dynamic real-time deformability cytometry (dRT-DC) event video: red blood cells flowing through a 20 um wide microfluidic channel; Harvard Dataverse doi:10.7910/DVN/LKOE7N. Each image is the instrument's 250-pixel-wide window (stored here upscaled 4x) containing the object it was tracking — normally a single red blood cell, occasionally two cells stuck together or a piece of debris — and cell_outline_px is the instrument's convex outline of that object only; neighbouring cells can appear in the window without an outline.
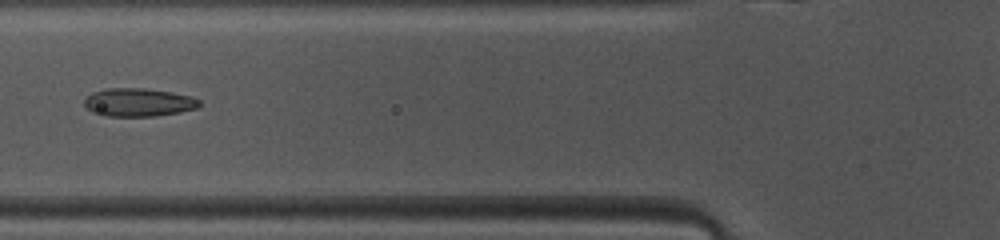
{"species": "common noctule bat (a hibernating species)", "species_latin": "Nyctalus noctula", "temperature_condition": "warm", "stored_images_in_passage": 47, "camera_frame_rate_fps": 3000, "um_per_image_px": 0.085, "animal": {"sex": "female", "body_mass_g": 10.0, "forearm_length_mm": 53.1}, "frame": {"image": 1, "passage_image": 16, "time_ms": 5.0, "image_size_px": [1000, 240], "cell_outline_px": [[200, 104], [196, 108], [180, 112], [156, 116], [104, 116], [92, 112], [84, 104], [84, 100], [92, 92], [104, 88], [144, 88], [172, 92], [192, 96], [200, 100]], "centroid_in_image_um": [11.77, 8.69], "position_along_channel_um": 114.0, "area_um2": 19.02}}
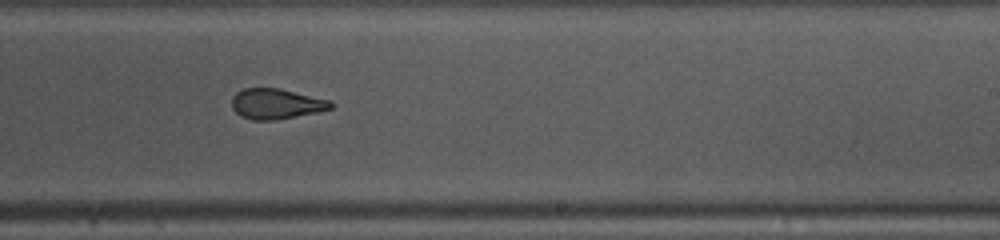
{"frame": {"image": 2, "passage_image": 27, "time_ms": 8.667, "image_size_px": [1000, 240], "cell_outline_px": [[336, 104], [332, 108], [316, 112], [276, 120], [252, 120], [240, 116], [232, 108], [232, 96], [236, 92], [244, 88], [280, 88], [332, 100]], "centroid_in_image_um": [23.49, 8.82], "position_along_channel_um": 265.5, "area_um2": 17.74}}
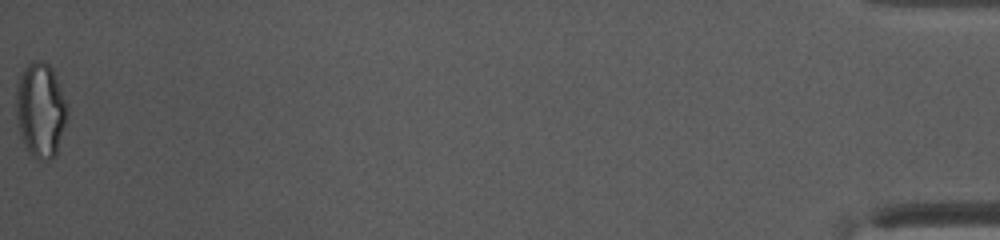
{"frame": {"image": 3, "passage_image": 47, "time_ms": 15.333, "image_size_px": [1000, 240], "cell_outline_px": [[68, 112], [56, 156], [48, 160], [40, 160], [32, 156], [28, 152], [20, 136], [16, 116], [16, 84], [24, 68], [32, 60], [44, 60], [52, 68], [64, 100]], "centroid_in_image_um": [3.41, 9.37], "position_along_channel_um": 431.8, "area_um2": 28.21}, "authors_computed_cell_mechanics": {"area_um2": 19.4208, "velocity_mm_per_s": 4.1268, "shape_relaxation_time_tau1_ms": 6.1325, "shape_relaxation_time_tau2_ms": 1.6202, "deformation_change_tau1": 0.1895, "deformation_change_tau2": 0.095}}